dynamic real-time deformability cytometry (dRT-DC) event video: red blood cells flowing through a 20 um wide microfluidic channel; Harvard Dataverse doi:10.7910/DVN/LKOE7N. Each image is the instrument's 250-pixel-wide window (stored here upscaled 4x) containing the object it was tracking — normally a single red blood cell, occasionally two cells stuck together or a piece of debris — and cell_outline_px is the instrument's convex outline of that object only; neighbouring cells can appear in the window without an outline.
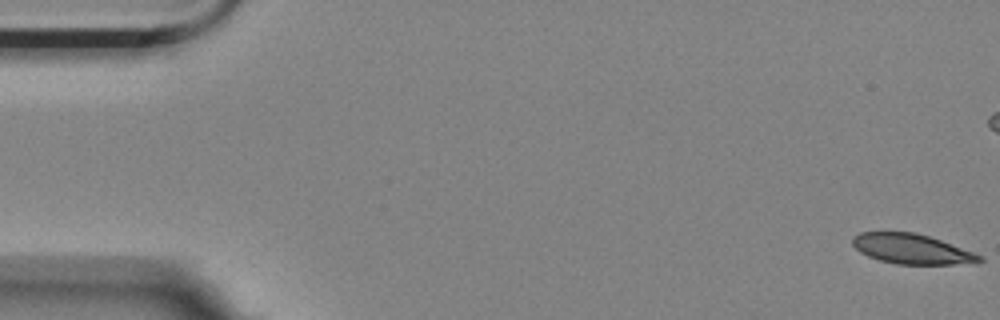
{"species": "Egyptian fruit bat (a non-hibernating species)", "species_latin": "Rousettus aegyptiacus", "temperature_condition": "room temperature", "stored_images_in_passage": 58, "camera_frame_rate_fps": 3000, "um_per_image_px": 0.085, "animal": {"sex": "female"}, "frame": {"image": 1, "passage_image": 1, "time_ms": 0.0, "image_size_px": [1000, 320], "cell_outline_px": [[984, 260], [976, 264], [896, 264], [880, 260], [868, 256], [860, 252], [852, 244], [852, 236], [860, 232], [912, 232], [928, 236], [940, 240], [984, 256]], "centroid_in_image_um": [77.52, 21.17], "position_along_channel_um": 7.5, "area_um2": 22.2}}
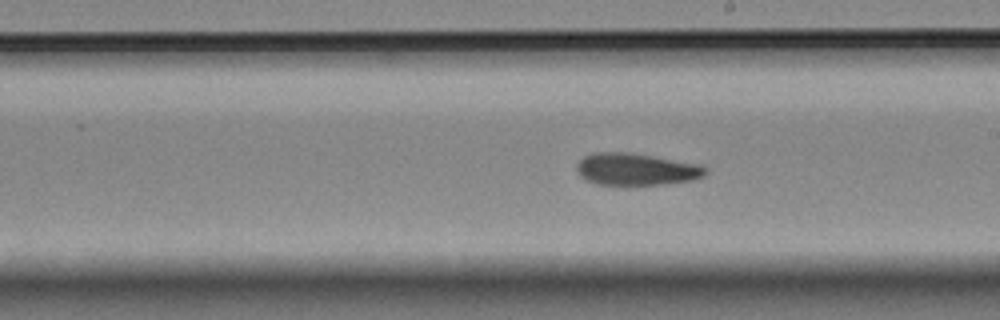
{"frame": {"image": 2, "passage_image": 32, "time_ms": 10.333, "image_size_px": [1000, 320], "cell_outline_px": [[708, 172], [704, 176], [692, 180], [664, 184], [596, 184], [584, 180], [580, 176], [576, 168], [576, 164], [584, 156], [592, 152], [632, 152], [700, 164], [708, 168]], "centroid_in_image_um": [54.07, 14.37], "position_along_channel_um": 234.9, "area_um2": 24.28}}
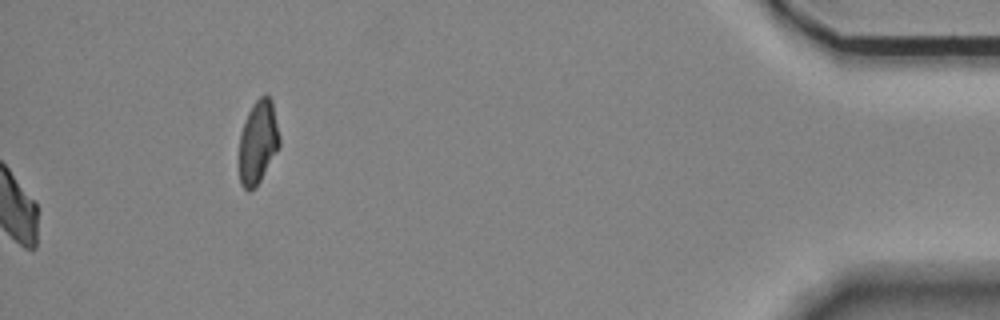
{"frame": {"image": 3, "passage_image": 58, "time_ms": 19.0, "image_size_px": [1000, 320], "cell_outline_px": [[280, 144], [276, 152], [256, 188], [248, 192], [240, 184], [240, 132], [248, 112], [252, 104], [264, 92], [272, 100], [280, 136]], "centroid_in_image_um": [21.93, 12.06], "position_along_channel_um": 413.3, "area_um2": 19.65}, "authors_computed_cell_mechanics": {"area_um2": 24.1893, "velocity_mm_per_s": 3.4908, "shape_relaxation_time_tau1_ms": 6.1403, "shape_relaxation_time_tau2_ms": 3.871, "deformation_change_tau1": 0.1273, "deformation_change_tau2": 0.0939}}